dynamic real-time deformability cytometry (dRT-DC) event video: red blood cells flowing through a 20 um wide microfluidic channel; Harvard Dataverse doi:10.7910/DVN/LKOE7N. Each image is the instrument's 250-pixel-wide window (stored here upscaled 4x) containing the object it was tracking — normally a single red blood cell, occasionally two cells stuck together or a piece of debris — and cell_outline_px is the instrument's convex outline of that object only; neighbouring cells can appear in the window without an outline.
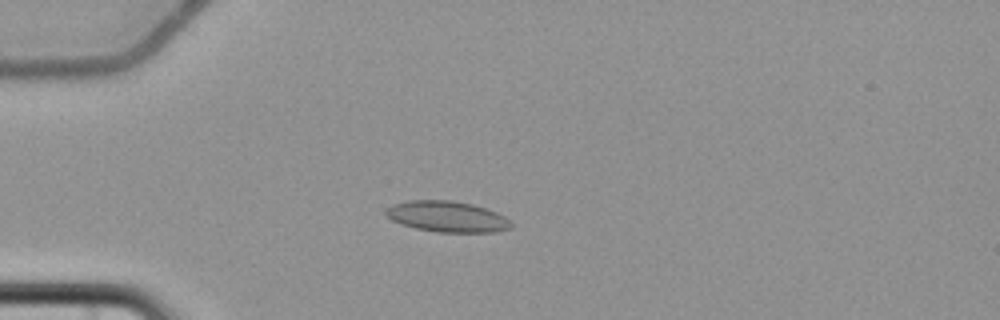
{"species": "common noctule bat (a hibernating species)", "species_latin": "Nyctalus noctula", "temperature_condition": "cold", "stored_images_in_passage": 9, "camera_frame_rate_fps": 3000, "um_per_image_px": 0.085, "animal": {"sex": "female", "body_mass_g": 22.7, "forearm_length_mm": 54.2}, "frame": {"image": 1, "passage_image": 9, "time_ms": 5.0, "image_size_px": [1000, 320], "cell_outline_px": [[512, 228], [492, 232], [436, 232], [416, 228], [400, 224], [392, 220], [384, 212], [392, 204], [408, 200], [452, 200], [472, 204], [496, 212], [512, 220]], "centroid_in_image_um": [38.01, 18.41], "position_along_channel_um": 47.0, "area_um2": 22.6}}